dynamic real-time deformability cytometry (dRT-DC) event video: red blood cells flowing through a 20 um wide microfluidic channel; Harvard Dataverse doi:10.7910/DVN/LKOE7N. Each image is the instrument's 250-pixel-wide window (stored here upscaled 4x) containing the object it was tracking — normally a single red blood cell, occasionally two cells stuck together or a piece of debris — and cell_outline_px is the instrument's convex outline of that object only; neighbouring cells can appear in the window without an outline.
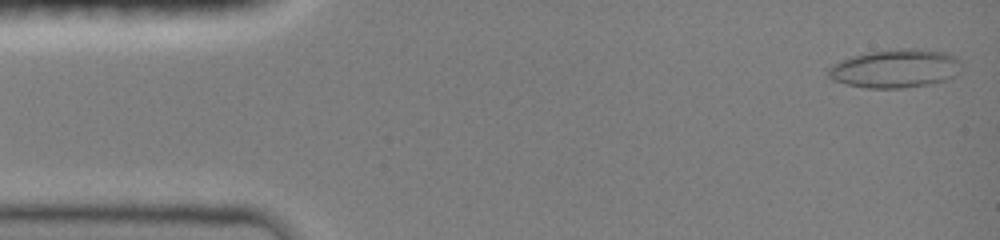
{"species": "common noctule bat (a hibernating species)", "species_latin": "Nyctalus noctula", "temperature_condition": "room temperature", "stored_images_in_passage": 46, "camera_frame_rate_fps": 3000, "um_per_image_px": 0.085, "animal": {"sex": "female", "body_mass_g": 19.0, "forearm_length_mm": 51.5}, "frame": {"image": 1, "passage_image": 1, "time_ms": 0.0, "image_size_px": [1000, 240], "cell_outline_px": [[960, 72], [956, 76], [944, 80], [928, 84], [904, 88], [868, 88], [844, 84], [832, 80], [828, 76], [828, 68], [832, 64], [848, 56], [868, 52], [900, 48], [920, 48], [948, 52], [956, 56], [960, 60]], "centroid_in_image_um": [76.1, 5.81], "position_along_channel_um": 8.9, "area_um2": 30.4}}
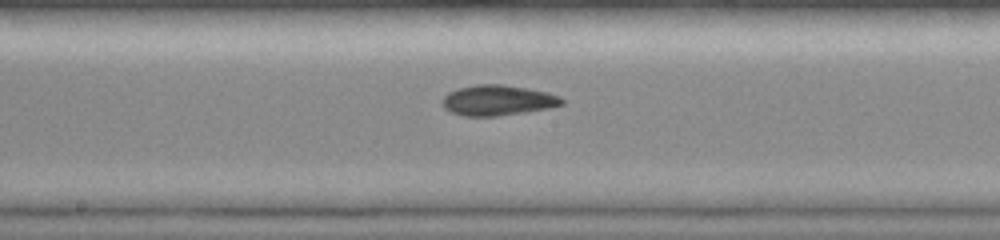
{"frame": {"image": 2, "passage_image": 24, "time_ms": 7.667, "image_size_px": [1000, 240], "cell_outline_px": [[564, 104], [548, 108], [524, 112], [496, 116], [464, 116], [452, 112], [444, 108], [440, 104], [440, 100], [448, 92], [456, 88], [476, 84], [504, 84], [548, 92], [560, 96], [564, 100]], "centroid_in_image_um": [42.27, 8.51], "position_along_channel_um": 205.9, "area_um2": 21.39}}
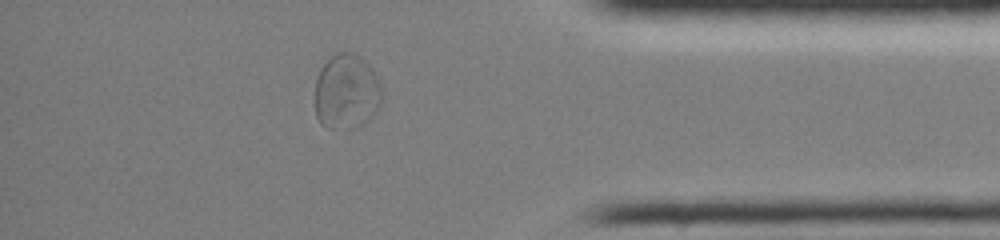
{"frame": {"image": 3, "passage_image": 40, "time_ms": 13.0, "image_size_px": [1000, 240], "cell_outline_px": [[384, 92], [380, 104], [376, 112], [368, 120], [352, 128], [328, 128], [320, 124], [316, 116], [316, 80], [320, 68], [332, 52], [352, 52], [360, 56], [372, 68], [380, 80]], "centroid_in_image_um": [29.47, 7.76], "position_along_channel_um": 405.7, "area_um2": 29.82}, "authors_computed_cell_mechanics": {"area_um2": 21.8195, "velocity_mm_per_s": 4.0144, "shape_relaxation_time_tau1_ms": 5.6112, "shape_relaxation_time_tau2_ms": 2.8157, "deformation_change_tau1": 0.1676, "deformation_change_tau2": 0.0883}}